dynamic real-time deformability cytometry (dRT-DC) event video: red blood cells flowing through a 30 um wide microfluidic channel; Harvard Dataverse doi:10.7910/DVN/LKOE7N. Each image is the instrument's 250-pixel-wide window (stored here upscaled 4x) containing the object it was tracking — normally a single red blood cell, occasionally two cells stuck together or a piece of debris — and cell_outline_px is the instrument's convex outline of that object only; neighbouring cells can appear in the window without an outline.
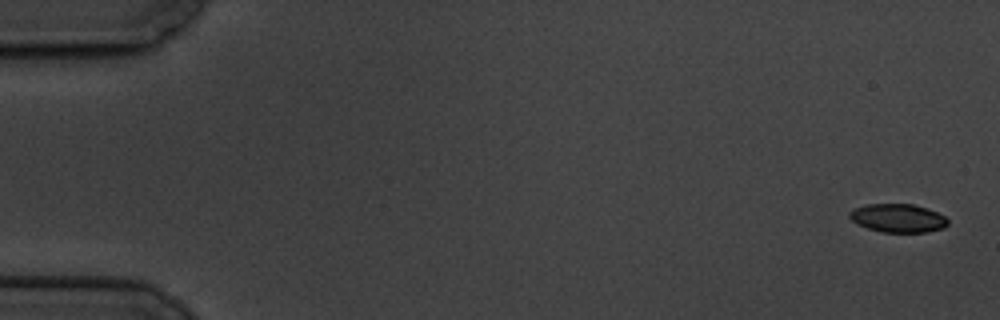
{"species": "common noctule bat (a hibernating species)", "species_latin": "Nyctalus noctula", "temperature_condition": "cold", "stored_images_in_passage": 9, "camera_frame_rate_fps": 3000, "um_per_image_px": 0.085, "animal": {"sex": "male", "body_mass_g": 19.5, "forearm_length_mm": 54.6}, "frame": {"image": 1, "passage_image": 1, "time_ms": 0.0, "image_size_px": [1000, 320], "cell_outline_px": [[948, 224], [944, 228], [928, 232], [884, 232], [868, 228], [852, 220], [848, 216], [848, 212], [856, 208], [868, 204], [912, 204], [936, 212], [944, 216], [948, 220]], "centroid_in_image_um": [76.34, 18.54], "position_along_channel_um": 8.7, "area_um2": 16.07}}
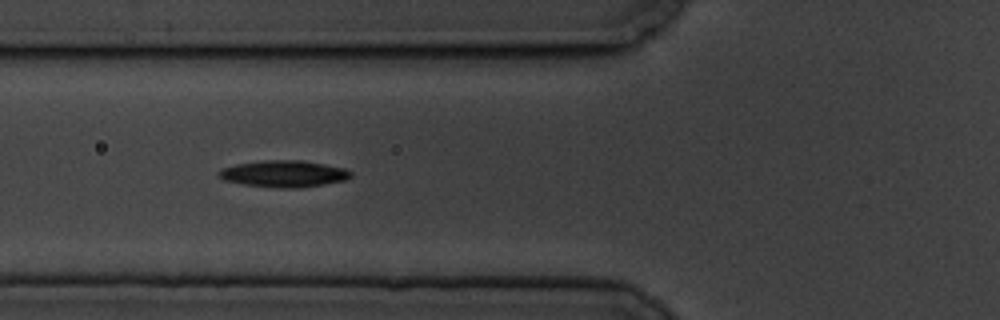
{"frame": {"image": 2, "passage_image": 7, "time_ms": 7.0, "image_size_px": [1000, 320], "cell_outline_px": [[352, 176], [344, 180], [324, 184], [300, 188], [276, 188], [244, 184], [224, 180], [216, 176], [216, 172], [220, 168], [236, 164], [264, 160], [304, 160], [344, 168], [352, 172]], "centroid_in_image_um": [24.08, 14.77], "position_along_channel_um": 101.7, "area_um2": 20.69}}
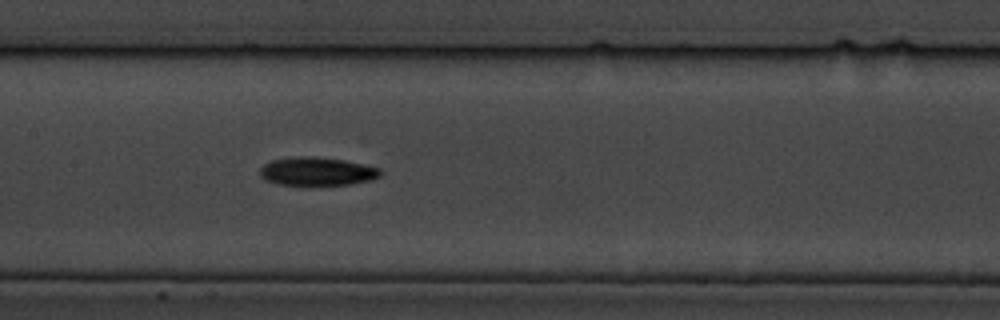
{"frame": {"image": 3, "passage_image": 9, "time_ms": 9.333, "image_size_px": [1000, 320], "cell_outline_px": [[384, 172], [380, 176], [368, 180], [352, 184], [276, 184], [260, 176], [260, 168], [264, 164], [272, 160], [296, 156], [312, 156], [344, 160], [380, 168]], "centroid_in_image_um": [26.95, 14.55], "position_along_channel_um": 180.4, "area_um2": 19.65}}